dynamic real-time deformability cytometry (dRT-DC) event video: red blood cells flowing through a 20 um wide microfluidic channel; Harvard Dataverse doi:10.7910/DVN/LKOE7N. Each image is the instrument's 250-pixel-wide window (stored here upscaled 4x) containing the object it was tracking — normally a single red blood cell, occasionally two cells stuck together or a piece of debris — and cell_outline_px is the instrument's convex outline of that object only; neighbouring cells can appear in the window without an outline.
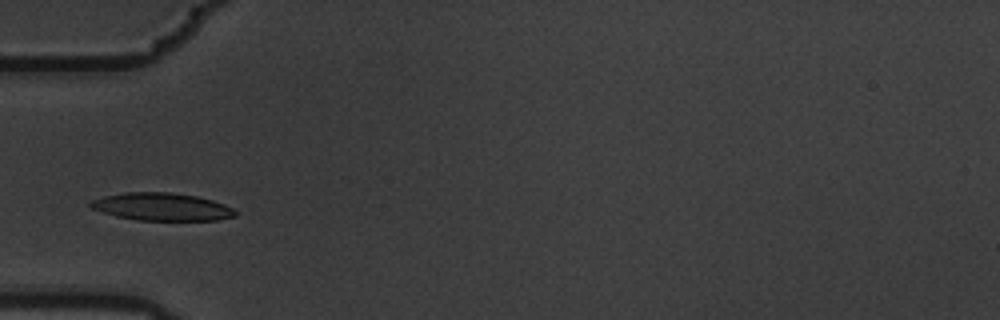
{"species": "common noctule bat (a hibernating species)", "species_latin": "Nyctalus noctula", "temperature_condition": "warm", "stored_images_in_passage": 5, "camera_frame_rate_fps": 3000, "um_per_image_px": 0.085, "animal": {"sex": "male", "body_mass_g": 19.5, "forearm_length_mm": 54.6}, "frame": {"image": 1, "passage_image": 1, "time_ms": 0.0, "image_size_px": [1000, 320], "cell_outline_px": [[240, 212], [236, 216], [216, 220], [136, 220], [116, 216], [92, 208], [88, 204], [92, 200], [104, 196], [124, 192], [168, 192], [196, 196], [212, 200], [224, 204]], "centroid_in_image_um": [13.78, 17.57], "position_along_channel_um": 71.2, "area_um2": 23.29}}
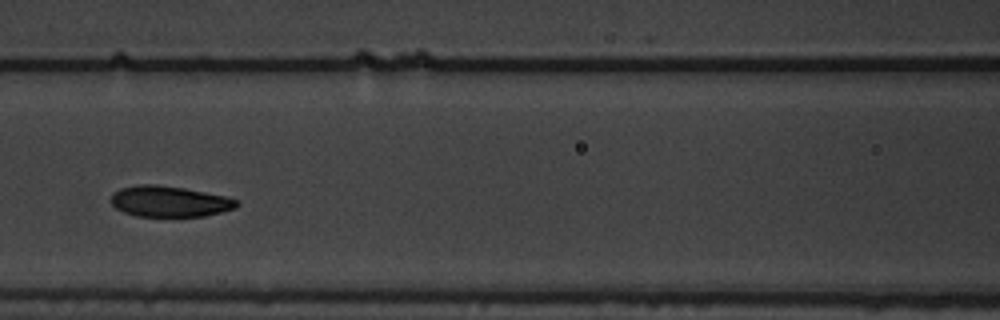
{"frame": {"image": 2, "passage_image": 3, "time_ms": 0.667, "image_size_px": [1000, 320], "cell_outline_px": [[240, 204], [236, 208], [204, 216], [136, 216], [124, 212], [116, 208], [112, 204], [112, 192], [120, 188], [140, 184], [156, 184], [184, 188], [224, 196], [240, 200]], "centroid_in_image_um": [14.41, 17.11], "position_along_channel_um": 152.2, "area_um2": 22.6}}
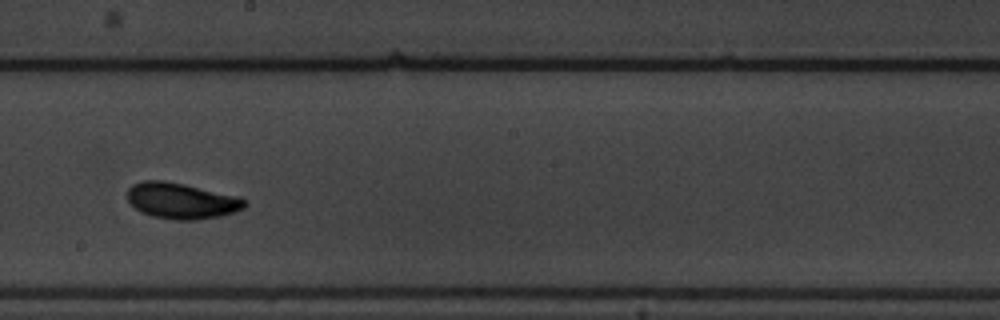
{"frame": {"image": 3, "passage_image": 5, "time_ms": 1.333, "image_size_px": [1000, 320], "cell_outline_px": [[248, 204], [244, 208], [220, 216], [196, 220], [176, 220], [152, 216], [140, 212], [128, 200], [128, 188], [132, 184], [144, 180], [164, 180], [184, 184], [240, 196], [248, 200]], "centroid_in_image_um": [15.45, 17.06], "position_along_channel_um": 232.7, "area_um2": 24.74}}